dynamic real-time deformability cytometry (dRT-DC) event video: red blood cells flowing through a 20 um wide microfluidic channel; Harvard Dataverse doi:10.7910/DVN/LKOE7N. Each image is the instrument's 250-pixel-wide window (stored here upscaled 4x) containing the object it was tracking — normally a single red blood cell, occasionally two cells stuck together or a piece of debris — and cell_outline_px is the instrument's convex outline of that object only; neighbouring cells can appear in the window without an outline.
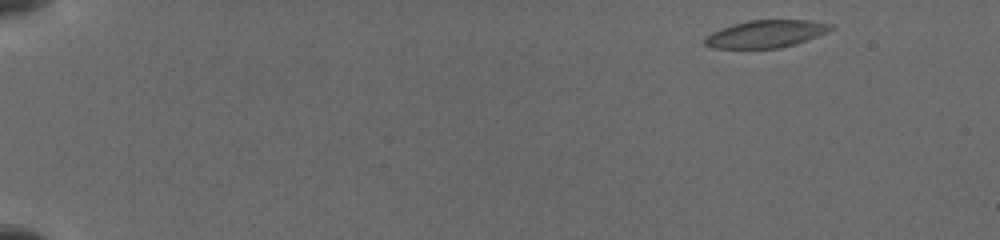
{"species": "common noctule bat (a hibernating species)", "species_latin": "Nyctalus noctula", "temperature_condition": "cold", "stored_images_in_passage": 14, "camera_frame_rate_fps": 3000, "um_per_image_px": 0.085, "animal": {"sex": "female", "body_mass_g": 19.5, "forearm_length_mm": 54.1}, "frame": {"image": 1, "passage_image": 1, "time_ms": 0.0, "image_size_px": [1000, 240], "cell_outline_px": [[832, 28], [816, 36], [792, 44], [776, 48], [716, 48], [704, 44], [704, 40], [712, 32], [732, 24], [748, 20], [808, 20], [832, 24]], "centroid_in_image_um": [65.05, 2.87], "position_along_channel_um": 19.9, "area_um2": 19.59}}
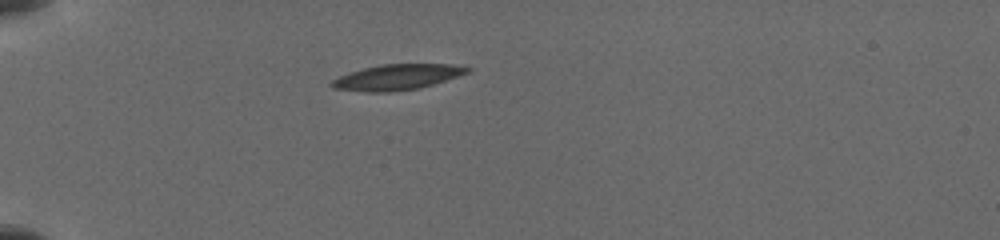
{"frame": {"image": 2, "passage_image": 10, "time_ms": 3.667, "image_size_px": [1000, 240], "cell_outline_px": [[472, 68], [468, 72], [432, 84], [416, 88], [388, 92], [372, 92], [332, 88], [328, 84], [332, 80], [340, 76], [364, 68], [380, 64], [448, 64]], "centroid_in_image_um": [33.7, 6.55], "position_along_channel_um": 51.3, "area_um2": 19.71}}
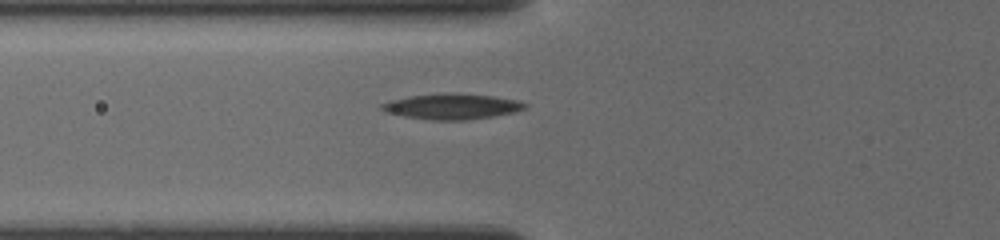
{"frame": {"image": 3, "passage_image": 14, "time_ms": 5.333, "image_size_px": [1000, 240], "cell_outline_px": [[528, 108], [512, 112], [492, 116], [464, 120], [432, 120], [408, 116], [388, 112], [380, 108], [380, 104], [392, 100], [408, 96], [492, 96], [516, 100], [528, 104]], "centroid_in_image_um": [38.45, 9.09], "position_along_channel_um": 87.4, "area_um2": 19.83}}